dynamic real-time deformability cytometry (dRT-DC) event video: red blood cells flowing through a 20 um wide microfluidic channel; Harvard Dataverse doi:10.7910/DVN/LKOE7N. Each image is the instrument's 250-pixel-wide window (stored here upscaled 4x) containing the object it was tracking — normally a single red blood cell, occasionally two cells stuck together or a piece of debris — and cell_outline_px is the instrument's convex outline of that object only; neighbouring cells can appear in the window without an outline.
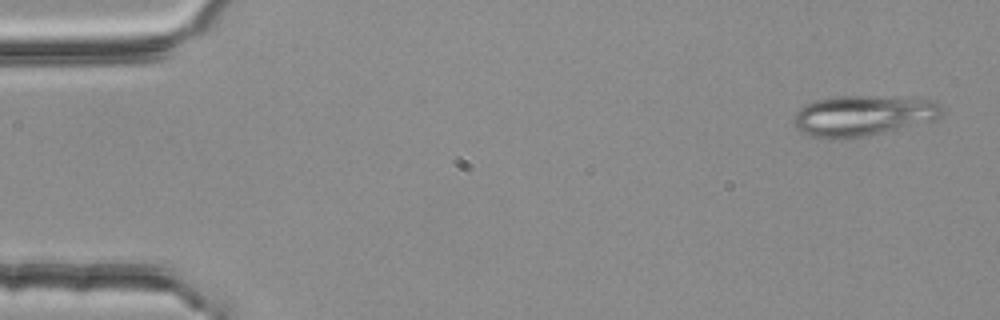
{"species": "common noctule bat (a hibernating species)", "species_latin": "Nyctalus noctula", "temperature_condition": "room temperature", "stored_images_in_passage": 2, "camera_frame_rate_fps": 3000, "um_per_image_px": 0.085, "animal": {"sex": "female", "body_mass_g": 25.1}, "frame": {"image": 1, "passage_image": 1, "time_ms": 0.0, "image_size_px": [1000, 320], "cell_outline_px": [[944, 112], [936, 120], [868, 136], [828, 140], [808, 136], [800, 132], [792, 124], [792, 120], [796, 112], [804, 104], [816, 100], [836, 96], [872, 96], [936, 100], [944, 108]], "centroid_in_image_um": [73.32, 9.85], "position_along_channel_um": 11.7, "area_um2": 35.66}}